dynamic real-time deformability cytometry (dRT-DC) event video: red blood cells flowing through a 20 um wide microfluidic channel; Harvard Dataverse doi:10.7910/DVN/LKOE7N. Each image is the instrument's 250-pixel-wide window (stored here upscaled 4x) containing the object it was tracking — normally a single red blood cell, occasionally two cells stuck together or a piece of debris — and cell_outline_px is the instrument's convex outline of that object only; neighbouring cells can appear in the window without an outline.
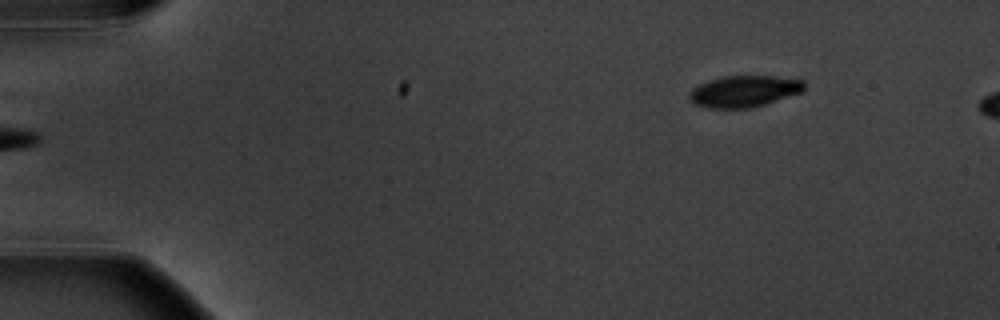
{"species": "common noctule bat (a hibernating species)", "species_latin": "Nyctalus noctula", "temperature_condition": "warm", "stored_images_in_passage": 5, "camera_frame_rate_fps": 3000, "um_per_image_px": 0.085, "animal": {"sex": "male", "body_mass_g": 20.1, "forearm_length_mm": 53.5}, "frame": {"image": 1, "passage_image": 1, "time_ms": 0.0, "image_size_px": [1000, 320], "cell_outline_px": [[804, 92], [752, 108], [708, 108], [696, 104], [688, 100], [688, 92], [692, 88], [700, 84], [724, 76], [772, 76], [804, 80]], "centroid_in_image_um": [63.25, 7.77], "position_along_channel_um": 21.7, "area_um2": 21.15}}